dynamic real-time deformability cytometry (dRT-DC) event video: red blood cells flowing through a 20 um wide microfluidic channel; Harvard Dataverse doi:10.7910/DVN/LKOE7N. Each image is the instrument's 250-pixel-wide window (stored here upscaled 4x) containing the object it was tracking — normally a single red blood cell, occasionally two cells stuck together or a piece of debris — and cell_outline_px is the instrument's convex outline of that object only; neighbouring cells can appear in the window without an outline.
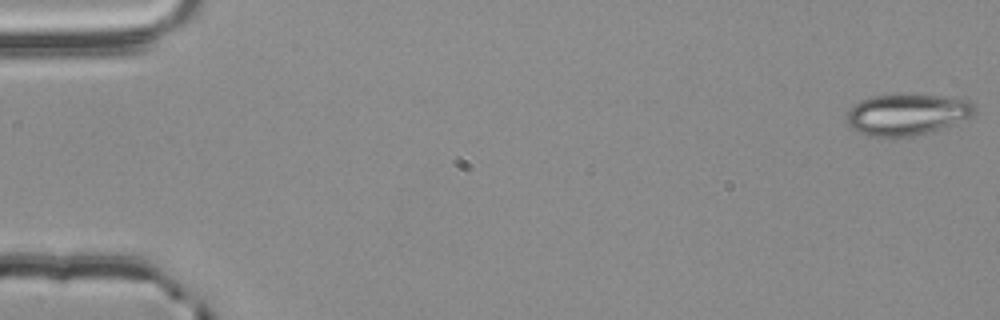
{"species": "common noctule bat (a hibernating species)", "species_latin": "Nyctalus noctula", "temperature_condition": "room temperature", "stored_images_in_passage": 55, "camera_frame_rate_fps": 3000, "um_per_image_px": 0.085, "animal": {"sex": "male", "body_mass_g": 20.4}, "frame": {"image": 1, "passage_image": 1, "time_ms": 0.0, "image_size_px": [1000, 320], "cell_outline_px": [[976, 112], [952, 124], [928, 132], [912, 136], [888, 140], [868, 136], [856, 132], [848, 124], [848, 112], [860, 100], [872, 96], [900, 92], [948, 96], [968, 100], [976, 108]], "centroid_in_image_um": [77.04, 9.72], "position_along_channel_um": 8.0, "area_um2": 31.56}}
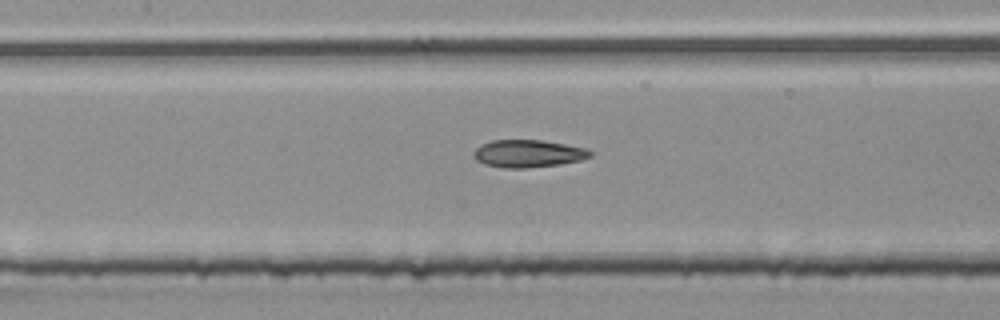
{"frame": {"image": 2, "passage_image": 26, "time_ms": 8.333, "image_size_px": [1000, 320], "cell_outline_px": [[592, 156], [580, 160], [560, 164], [524, 168], [504, 168], [484, 164], [476, 160], [472, 156], [472, 152], [480, 144], [492, 140], [540, 140], [564, 144], [584, 148], [592, 152]], "centroid_in_image_um": [44.83, 13.05], "position_along_channel_um": 162.6, "area_um2": 18.67}}
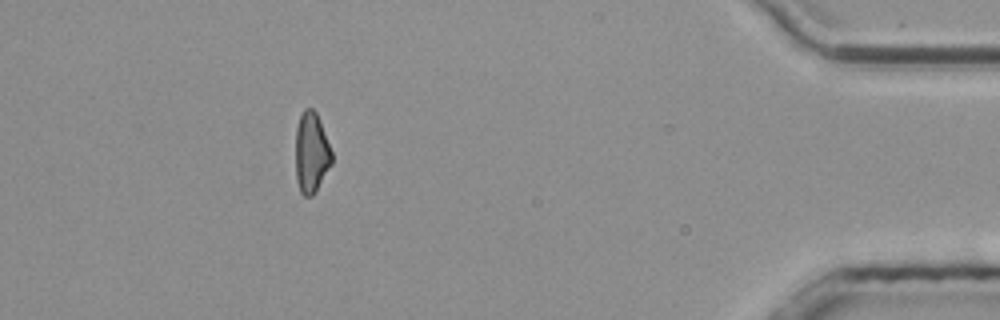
{"frame": {"image": 3, "passage_image": 50, "time_ms": 16.333, "image_size_px": [1000, 320], "cell_outline_px": [[332, 164], [316, 192], [312, 196], [304, 196], [300, 192], [296, 180], [296, 128], [300, 116], [304, 108], [312, 108], [316, 112], [320, 120], [332, 152]], "centroid_in_image_um": [26.47, 13.0], "position_along_channel_um": 408.7, "area_um2": 17.17}, "authors_computed_cell_mechanics": {"area_um2": 18.3804, "velocity_mm_per_s": 3.7874, "shape_relaxation_time_tau1_ms": 7.0525, "shape_relaxation_time_tau2_ms": 1.9442, "deformation_change_tau1": 0.1463, "deformation_change_tau2": 0.0922}}